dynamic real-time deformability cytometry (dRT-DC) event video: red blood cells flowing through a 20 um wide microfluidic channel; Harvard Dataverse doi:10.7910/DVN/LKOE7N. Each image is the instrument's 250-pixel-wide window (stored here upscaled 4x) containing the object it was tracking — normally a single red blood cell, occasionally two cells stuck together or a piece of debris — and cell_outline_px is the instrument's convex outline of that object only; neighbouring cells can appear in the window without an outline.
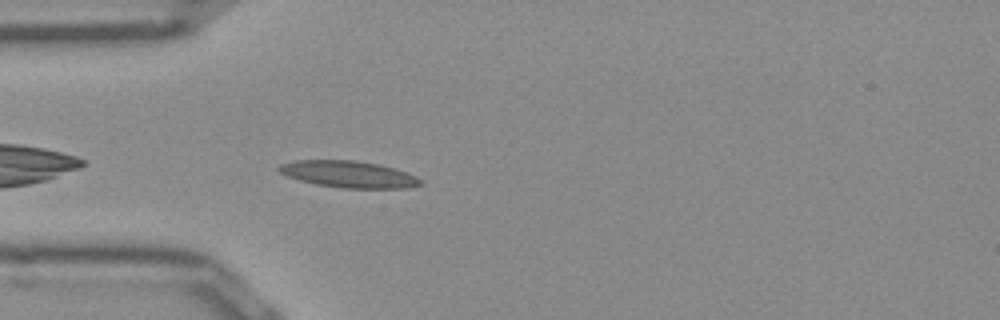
{"species": "Egyptian fruit bat (a non-hibernating species)", "species_latin": "Rousettus aegyptiacus", "temperature_condition": "room temperature", "stored_images_in_passage": 40, "camera_frame_rate_fps": 3000, "um_per_image_px": 0.085, "frame": {"image": 1, "passage_image": 3, "time_ms": 0.667, "image_size_px": [1000, 320], "cell_outline_px": [[424, 184], [408, 188], [340, 188], [316, 184], [300, 180], [288, 176], [280, 172], [276, 168], [280, 164], [296, 160], [352, 160], [376, 164], [396, 168], [416, 176]], "centroid_in_image_um": [29.64, 14.81], "position_along_channel_um": 55.4, "area_um2": 21.96}}
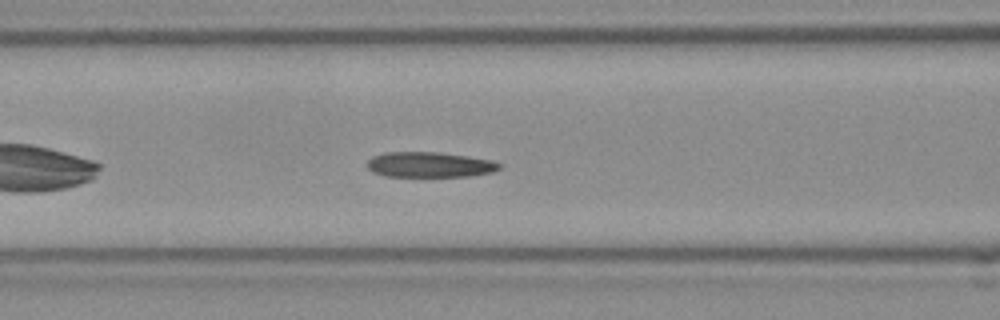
{"frame": {"image": 2, "passage_image": 9, "time_ms": 2.667, "image_size_px": [1000, 320], "cell_outline_px": [[500, 168], [492, 172], [472, 176], [384, 176], [372, 172], [368, 168], [368, 160], [372, 156], [384, 152], [436, 152], [468, 156], [492, 160], [500, 164]], "centroid_in_image_um": [36.5, 13.99], "position_along_channel_um": 130.1, "area_um2": 19.48}}
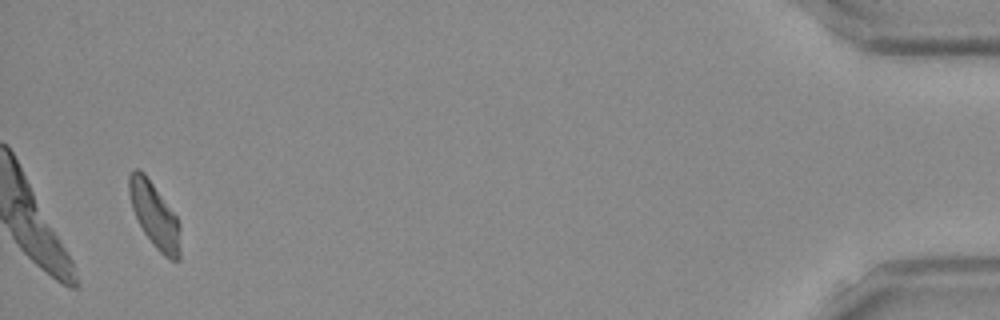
{"frame": {"image": 3, "passage_image": 38, "time_ms": 12.333, "image_size_px": [1000, 320], "cell_outline_px": [[180, 260], [172, 260], [164, 256], [156, 248], [144, 232], [132, 208], [128, 192], [128, 176], [136, 168], [140, 168], [144, 172], [176, 216], [180, 224]], "centroid_in_image_um": [13.14, 18.28], "position_along_channel_um": 422.1, "area_um2": 19.25}, "authors_computed_cell_mechanics": {"area_um2": 19.8254, "velocity_mm_per_s": 3.9173, "shape_relaxation_time_tau1_ms": null, "shape_relaxation_time_tau2_ms": 3.7795, "deformation_change_tau1": null, "deformation_change_tau2": 0.1064}}